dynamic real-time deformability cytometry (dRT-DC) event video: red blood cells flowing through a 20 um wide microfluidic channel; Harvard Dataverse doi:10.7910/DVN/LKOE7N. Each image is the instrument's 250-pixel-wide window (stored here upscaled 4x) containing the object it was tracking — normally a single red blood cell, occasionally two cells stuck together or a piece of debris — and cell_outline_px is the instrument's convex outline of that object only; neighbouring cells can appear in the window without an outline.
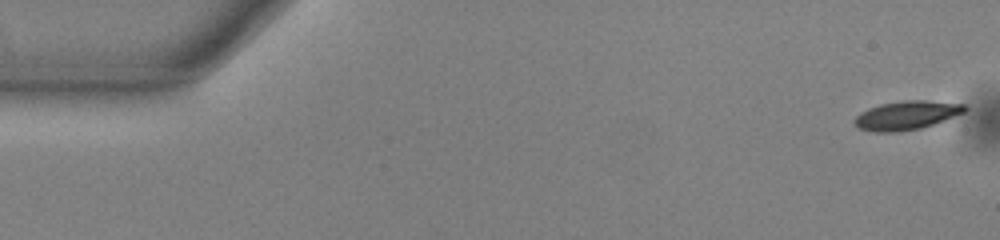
{"species": "common noctule bat (a hibernating species)", "species_latin": "Nyctalus noctula", "temperature_condition": "warm", "stored_images_in_passage": 53, "camera_frame_rate_fps": 3000, "um_per_image_px": 0.085, "animal": {"sex": "male", "body_mass_g": 13.0, "forearm_length_mm": 53.1}, "frame": {"image": 1, "passage_image": 1, "time_ms": 0.0, "image_size_px": [1000, 240], "cell_outline_px": [[968, 108], [964, 112], [932, 124], [920, 128], [896, 132], [876, 132], [860, 128], [852, 120], [860, 112], [868, 108], [880, 104], [904, 100], [924, 100], [964, 104]], "centroid_in_image_um": [77.03, 9.79], "position_along_channel_um": 8.0, "area_um2": 18.26}}
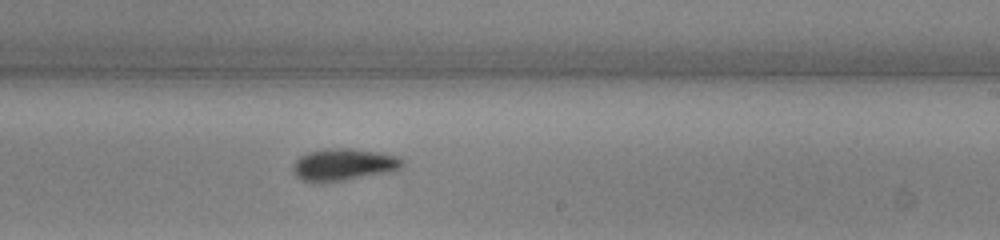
{"frame": {"image": 2, "passage_image": 32, "time_ms": 10.333, "image_size_px": [1000, 240], "cell_outline_px": [[404, 164], [400, 168], [388, 172], [348, 180], [320, 184], [312, 184], [300, 180], [292, 172], [292, 164], [300, 156], [308, 152], [324, 148], [348, 148], [376, 152], [396, 156], [404, 160]], "centroid_in_image_um": [29.12, 14.02], "position_along_channel_um": 259.9, "area_um2": 20.92}}
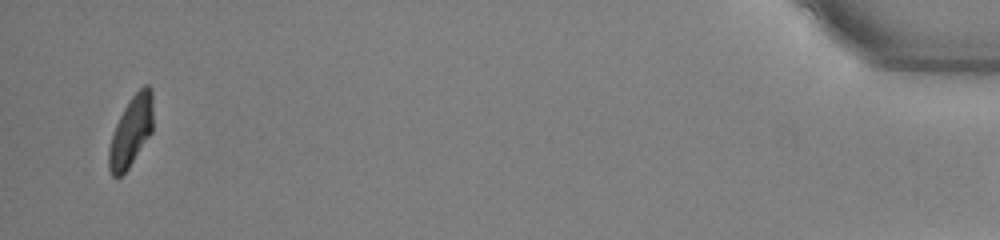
{"frame": {"image": 3, "passage_image": 52, "time_ms": 17.0, "image_size_px": [1000, 240], "cell_outline_px": [[152, 132], [128, 168], [116, 180], [112, 176], [108, 168], [108, 148], [112, 132], [128, 100], [144, 84], [148, 84], [152, 88]], "centroid_in_image_um": [11.12, 11.17], "position_along_channel_um": 424.1, "area_um2": 18.21}}